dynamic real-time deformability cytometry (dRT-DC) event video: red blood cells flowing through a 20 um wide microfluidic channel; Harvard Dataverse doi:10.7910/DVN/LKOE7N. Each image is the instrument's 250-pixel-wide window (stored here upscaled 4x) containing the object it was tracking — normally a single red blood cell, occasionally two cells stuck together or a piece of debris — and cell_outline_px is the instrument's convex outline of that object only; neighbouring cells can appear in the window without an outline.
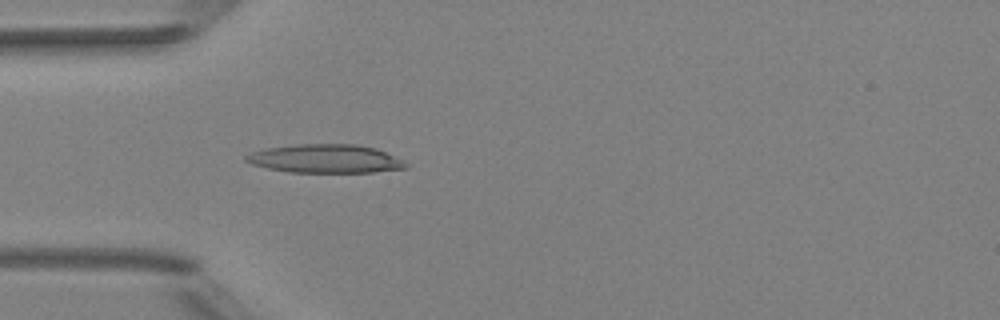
{"species": "Egyptian fruit bat (a non-hibernating species)", "species_latin": "Rousettus aegyptiacus", "temperature_condition": "room temperature", "stored_images_in_passage": 5, "camera_frame_rate_fps": 3000, "um_per_image_px": 0.085, "animal": {"sex": "female"}, "frame": {"image": 1, "passage_image": 5, "time_ms": 4.667, "image_size_px": [1000, 320], "cell_outline_px": [[408, 168], [372, 172], [288, 172], [268, 168], [252, 164], [244, 160], [244, 156], [252, 152], [264, 148], [296, 144], [356, 144], [376, 148], [408, 164]], "centroid_in_image_um": [27.61, 13.48], "position_along_channel_um": 57.4, "area_um2": 26.47}}